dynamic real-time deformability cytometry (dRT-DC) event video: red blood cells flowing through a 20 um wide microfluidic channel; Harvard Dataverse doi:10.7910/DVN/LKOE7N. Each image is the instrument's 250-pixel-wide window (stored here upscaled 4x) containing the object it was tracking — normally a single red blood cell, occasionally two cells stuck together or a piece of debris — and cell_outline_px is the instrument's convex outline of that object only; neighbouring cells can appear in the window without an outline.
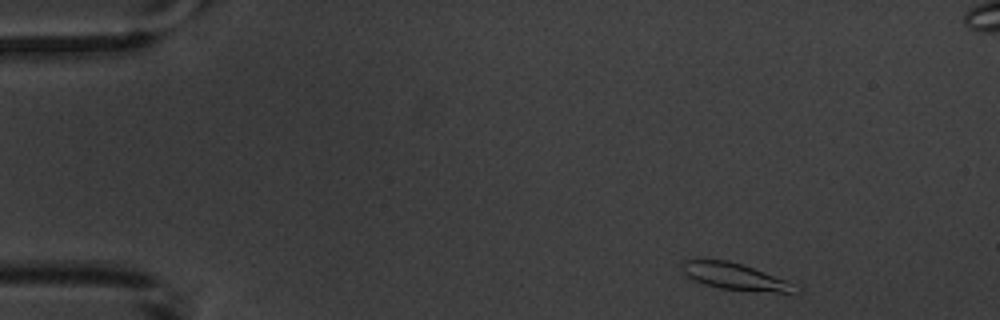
{"species": "common noctule bat (a hibernating species)", "species_latin": "Nyctalus noctula", "temperature_condition": "warm", "stored_images_in_passage": 4, "camera_frame_rate_fps": 3000, "um_per_image_px": 0.085, "animal": {"sex": "male", "body_mass_g": 20.1, "forearm_length_mm": 53.5}, "frame": {"image": 1, "passage_image": 1, "time_ms": 0.0, "image_size_px": [1000, 320], "cell_outline_px": [[804, 292], [776, 292], [720, 288], [704, 284], [688, 276], [680, 268], [680, 260], [728, 260], [788, 280], [796, 284]], "centroid_in_image_um": [62.51, 23.5], "position_along_channel_um": 22.5, "area_um2": 17.4}}